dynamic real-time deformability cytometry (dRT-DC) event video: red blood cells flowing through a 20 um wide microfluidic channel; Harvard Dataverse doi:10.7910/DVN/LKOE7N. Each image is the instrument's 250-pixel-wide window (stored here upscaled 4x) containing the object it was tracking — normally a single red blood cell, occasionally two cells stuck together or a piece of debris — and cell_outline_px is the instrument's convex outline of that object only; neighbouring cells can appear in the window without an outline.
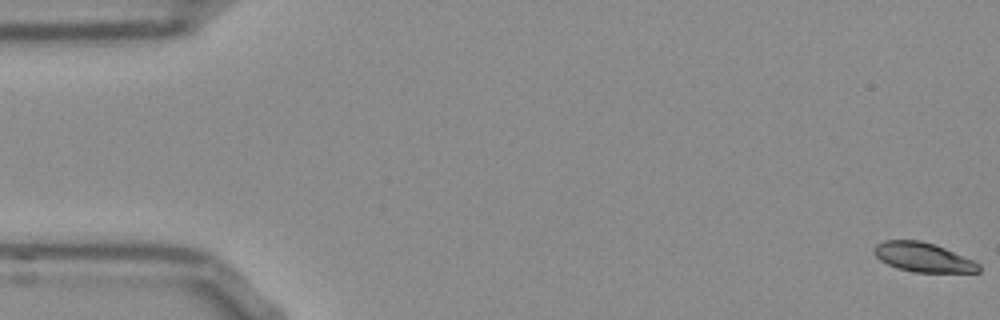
{"species": "Egyptian fruit bat (a non-hibernating species)", "species_latin": "Rousettus aegyptiacus", "temperature_condition": "room temperature", "stored_images_in_passage": 13, "camera_frame_rate_fps": 3000, "um_per_image_px": 0.085, "frame": {"image": 1, "passage_image": 1, "time_ms": 0.0, "image_size_px": [1000, 320], "cell_outline_px": [[980, 272], [912, 272], [896, 268], [880, 260], [876, 256], [872, 248], [876, 244], [884, 240], [920, 240], [944, 248], [972, 260], [980, 264]], "centroid_in_image_um": [78.42, 21.87], "position_along_channel_um": 6.6, "area_um2": 17.74}}